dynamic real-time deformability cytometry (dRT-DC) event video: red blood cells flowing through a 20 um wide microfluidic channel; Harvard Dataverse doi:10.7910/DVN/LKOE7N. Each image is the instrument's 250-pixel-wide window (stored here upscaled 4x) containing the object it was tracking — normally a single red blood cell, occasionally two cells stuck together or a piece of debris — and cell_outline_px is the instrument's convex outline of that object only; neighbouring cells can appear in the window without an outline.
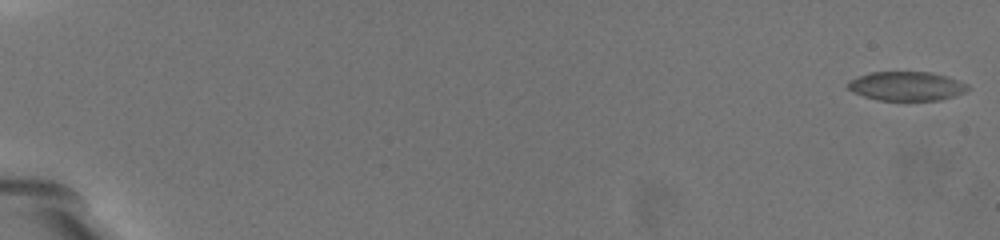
{"species": "common noctule bat (a hibernating species)", "species_latin": "Nyctalus noctula", "temperature_condition": "warm", "stored_images_in_passage": 67, "camera_frame_rate_fps": 3000, "um_per_image_px": 0.085, "animal": {"sex": "female", "body_mass_g": 19.5, "forearm_length_mm": 54.1}, "frame": {"image": 1, "passage_image": 1, "time_ms": 0.0, "image_size_px": [1000, 240], "cell_outline_px": [[968, 88], [964, 92], [940, 100], [876, 100], [864, 96], [848, 88], [848, 80], [872, 72], [932, 72], [968, 84]], "centroid_in_image_um": [77.04, 7.32], "position_along_channel_um": 8.0, "area_um2": 19.94}}
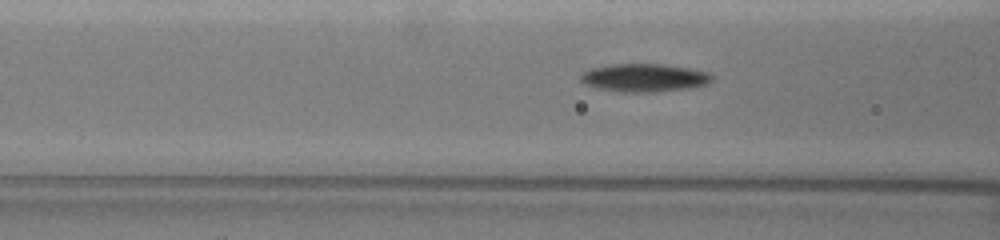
{"frame": {"image": 2, "passage_image": 30, "time_ms": 9.667, "image_size_px": [1000, 240], "cell_outline_px": [[712, 80], [708, 84], [688, 88], [656, 92], [620, 92], [596, 88], [580, 80], [580, 76], [584, 72], [592, 68], [608, 64], [660, 64], [688, 68], [708, 72], [712, 76]], "centroid_in_image_um": [54.76, 6.61], "position_along_channel_um": 111.8, "area_um2": 21.39}}
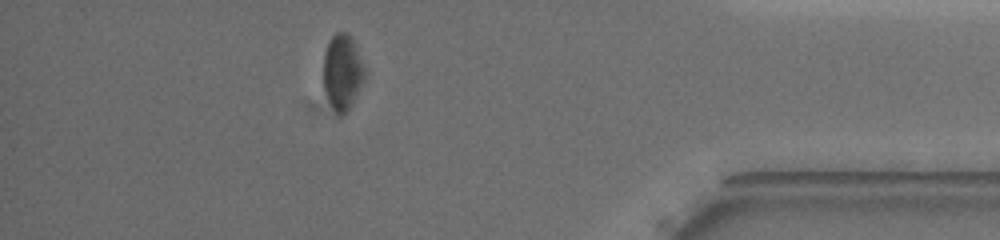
{"frame": {"image": 3, "passage_image": 60, "time_ms": 19.667, "image_size_px": [1000, 240], "cell_outline_px": [[364, 80], [348, 112], [336, 112], [328, 100], [324, 92], [324, 52], [332, 36], [336, 32], [344, 32], [352, 40], [364, 68]], "centroid_in_image_um": [29.08, 6.14], "position_along_channel_um": 406.1, "area_um2": 17.57}, "authors_computed_cell_mechanics": {"area_um2": 20.4034, "velocity_mm_per_s": 3.2597, "shape_relaxation_time_tau1_ms": 3.1255, "shape_relaxation_time_tau2_ms": 2.948, "deformation_change_tau1": 0.1, "deformation_change_tau2": 0.095}}